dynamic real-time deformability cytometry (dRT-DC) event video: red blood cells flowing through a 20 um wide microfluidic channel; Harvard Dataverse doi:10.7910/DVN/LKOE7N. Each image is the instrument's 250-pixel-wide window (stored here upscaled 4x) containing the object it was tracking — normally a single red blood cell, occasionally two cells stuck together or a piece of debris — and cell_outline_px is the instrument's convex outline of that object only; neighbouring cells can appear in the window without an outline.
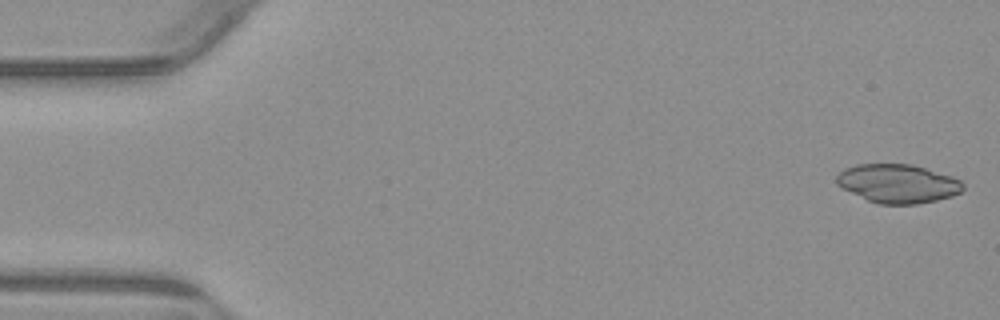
{"species": "common noctule bat (a hibernating species)", "species_latin": "Nyctalus noctula", "temperature_condition": "warm", "stored_images_in_passage": 53, "camera_frame_rate_fps": 3000, "um_per_image_px": 0.085, "animal": {"sex": "male", "body_mass_g": 23.1, "forearm_length_mm": 52.7}, "frame": {"image": 1, "passage_image": 1, "time_ms": 0.0, "image_size_px": [1000, 320], "cell_outline_px": [[964, 188], [960, 192], [952, 196], [936, 200], [916, 204], [880, 204], [868, 200], [840, 188], [836, 184], [836, 176], [844, 168], [856, 164], [912, 164], [952, 176], [960, 180], [964, 184]], "centroid_in_image_um": [76.29, 15.6], "position_along_channel_um": 8.7, "area_um2": 28.61}}
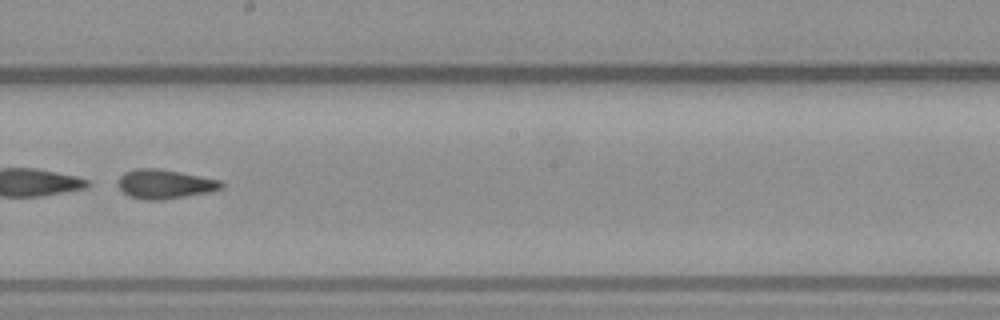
{"frame": {"image": 2, "passage_image": 30, "time_ms": 9.667, "image_size_px": [1000, 320], "cell_outline_px": [[224, 188], [208, 192], [164, 200], [148, 200], [128, 196], [116, 184], [120, 176], [124, 172], [136, 168], [160, 168], [220, 180], [224, 184]], "centroid_in_image_um": [13.99, 15.64], "position_along_channel_um": 234.2, "area_um2": 17.69}, "authors_computed_cell_mechanics": {"area_um2": 29.4202, "velocity_mm_per_s": 3.8439, "shape_relaxation_time_tau1_ms": 1.5246, "shape_relaxation_time_tau2_ms": 2.6969, "deformation_change_tau1": 0.2497, "deformation_change_tau2": 0.1142}}